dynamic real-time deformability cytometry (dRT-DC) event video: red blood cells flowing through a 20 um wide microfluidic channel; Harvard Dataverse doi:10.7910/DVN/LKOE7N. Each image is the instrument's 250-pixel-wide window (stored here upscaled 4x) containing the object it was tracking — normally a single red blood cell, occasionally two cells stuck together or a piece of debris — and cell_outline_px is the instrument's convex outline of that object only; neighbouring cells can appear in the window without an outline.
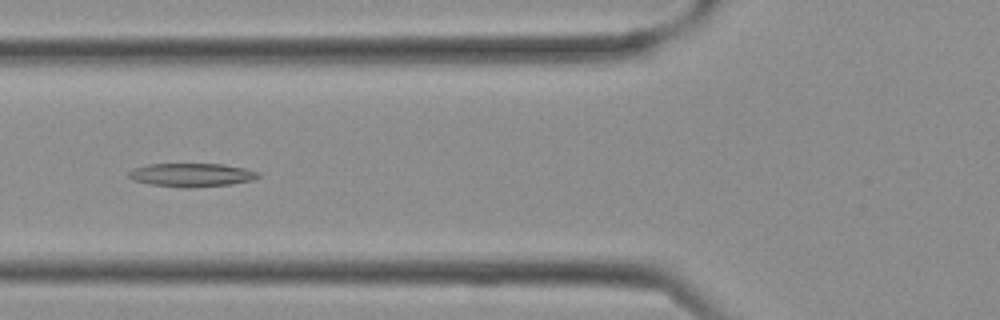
{"species": "Egyptian fruit bat (a non-hibernating species)", "species_latin": "Rousettus aegyptiacus", "temperature_condition": "cold", "stored_images_in_passage": 27, "camera_frame_rate_fps": 3000, "um_per_image_px": 0.085, "frame": {"image": 1, "passage_image": 7, "time_ms": 2.0, "image_size_px": [1000, 320], "cell_outline_px": [[260, 176], [252, 180], [232, 184], [192, 188], [184, 188], [148, 184], [132, 180], [128, 176], [128, 172], [132, 168], [148, 164], [224, 164], [244, 168], [260, 172]], "centroid_in_image_um": [16.26, 14.87], "position_along_channel_um": 109.5, "area_um2": 17.98}}
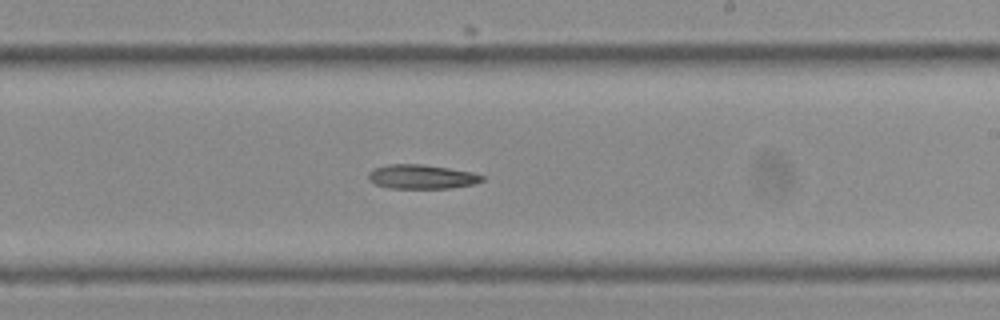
{"frame": {"image": 2, "passage_image": 15, "time_ms": 4.667, "image_size_px": [1000, 320], "cell_outline_px": [[484, 180], [472, 184], [448, 188], [388, 188], [376, 184], [368, 180], [368, 172], [372, 168], [388, 164], [424, 164], [472, 172], [484, 176]], "centroid_in_image_um": [35.79, 15.01], "position_along_channel_um": 253.2, "area_um2": 16.07}}
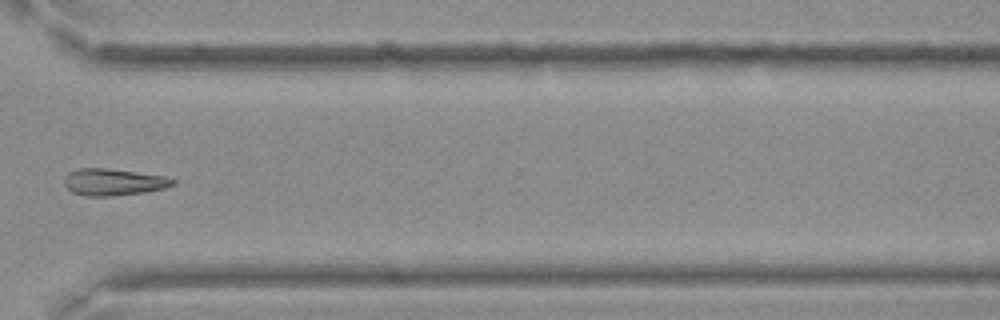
{"frame": {"image": 3, "passage_image": 21, "time_ms": 6.667, "image_size_px": [1000, 320], "cell_outline_px": [[176, 184], [164, 188], [144, 192], [112, 196], [84, 196], [72, 192], [64, 184], [64, 180], [68, 172], [76, 168], [108, 168], [164, 176], [176, 180]], "centroid_in_image_um": [9.63, 15.47], "position_along_channel_um": 361.0, "area_um2": 16.99}}